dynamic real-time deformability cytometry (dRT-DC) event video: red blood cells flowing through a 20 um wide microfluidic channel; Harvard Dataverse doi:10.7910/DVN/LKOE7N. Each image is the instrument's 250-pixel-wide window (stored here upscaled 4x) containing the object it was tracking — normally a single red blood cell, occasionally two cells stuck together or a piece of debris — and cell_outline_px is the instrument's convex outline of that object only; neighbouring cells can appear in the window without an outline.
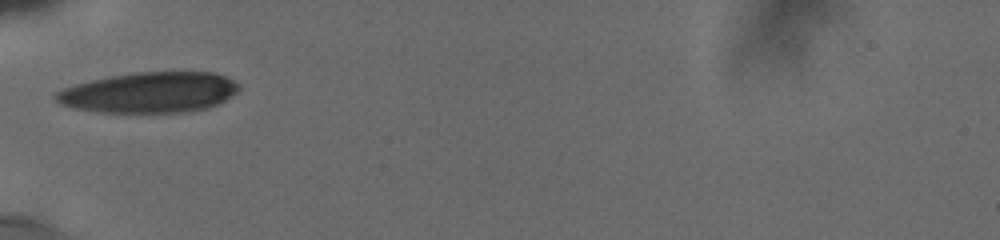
{"species": "human", "species_latin": "Homo sapiens", "temperature_condition": "cold", "stored_images_in_passage": 7, "camera_frame_rate_fps": 3000, "um_per_image_px": 0.085, "donor": {"sex": "male"}, "frame": {"image": 1, "passage_image": 1, "time_ms": 0.0, "image_size_px": [1000, 240], "cell_outline_px": [[240, 88], [232, 96], [208, 108], [188, 112], [100, 112], [80, 108], [64, 104], [56, 100], [56, 92], [64, 88], [76, 84], [92, 80], [112, 76], [136, 72], [212, 72], [224, 76], [232, 80]], "centroid_in_image_um": [12.75, 7.85], "position_along_channel_um": 72.2, "area_um2": 42.6}}
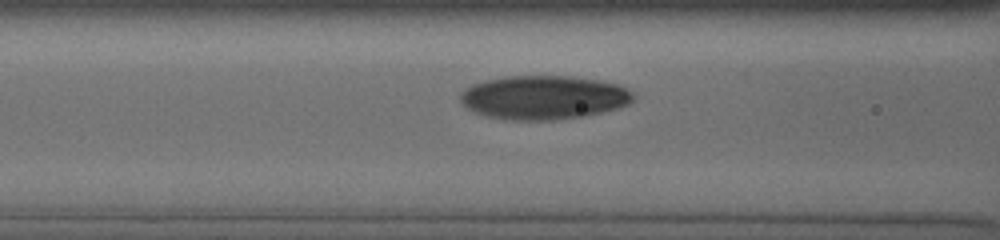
{"frame": {"image": 2, "passage_image": 6, "time_ms": 1.333, "image_size_px": [1000, 240], "cell_outline_px": [[632, 100], [628, 104], [616, 108], [600, 112], [580, 116], [552, 120], [512, 120], [488, 116], [476, 112], [468, 108], [460, 100], [460, 92], [472, 84], [484, 80], [504, 76], [572, 76], [600, 80], [616, 84], [624, 88], [632, 96]], "centroid_in_image_um": [46.15, 8.27], "position_along_channel_um": 120.4, "area_um2": 43.7}}